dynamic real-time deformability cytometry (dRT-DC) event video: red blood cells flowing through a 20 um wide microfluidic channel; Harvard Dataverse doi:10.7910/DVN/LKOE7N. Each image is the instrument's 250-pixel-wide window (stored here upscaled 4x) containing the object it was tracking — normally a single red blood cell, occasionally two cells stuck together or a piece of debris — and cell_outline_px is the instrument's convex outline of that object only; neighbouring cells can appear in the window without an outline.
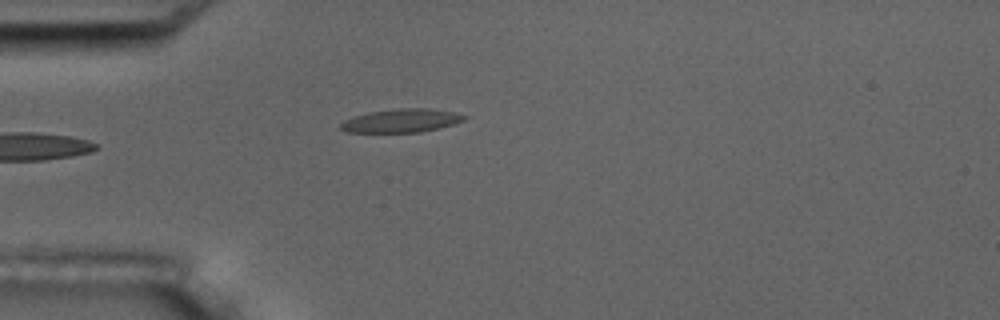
{"species": "common noctule bat (a hibernating species)", "species_latin": "Nyctalus noctula", "temperature_condition": "room temperature", "stored_images_in_passage": 7, "camera_frame_rate_fps": 3000, "um_per_image_px": 0.085, "animal": {"sex": "male", "body_mass_g": 17.5, "forearm_length_mm": 52.3}, "frame": {"image": 1, "passage_image": 5, "time_ms": 5.0, "image_size_px": [1000, 320], "cell_outline_px": [[468, 116], [464, 120], [452, 124], [420, 132], [348, 132], [340, 128], [340, 124], [344, 120], [368, 112], [400, 108], [428, 108], [452, 112]], "centroid_in_image_um": [34.1, 10.25], "position_along_channel_um": 50.9, "area_um2": 16.59}}